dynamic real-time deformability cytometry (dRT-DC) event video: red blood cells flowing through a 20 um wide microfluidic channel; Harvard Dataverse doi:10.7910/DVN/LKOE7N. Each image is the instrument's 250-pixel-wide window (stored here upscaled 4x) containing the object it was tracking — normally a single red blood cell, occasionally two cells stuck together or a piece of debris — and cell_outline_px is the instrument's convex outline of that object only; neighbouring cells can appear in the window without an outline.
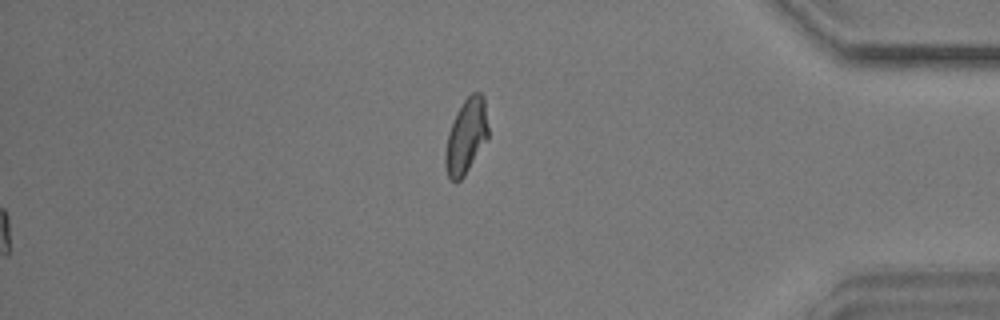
{"species": "common noctule bat (a hibernating species)", "species_latin": "Nyctalus noctula", "temperature_condition": "warm", "stored_images_in_passage": 46, "segment_of_instrument_passage": [2, 2], "camera_frame_rate_fps": 3000, "um_per_image_px": 0.085, "animal": {"sex": "male", "body_mass_g": 17.9}, "frame": {"image": 1, "passage_image": 46, "time_ms": 15.0, "image_size_px": [1000, 320], "cell_outline_px": [[488, 140], [464, 176], [460, 180], [452, 180], [448, 176], [444, 164], [444, 156], [448, 132], [456, 112], [464, 100], [472, 92], [480, 92], [484, 96], [488, 128]], "centroid_in_image_um": [39.63, 11.57], "position_along_channel_um": 395.6, "area_um2": 18.84}}